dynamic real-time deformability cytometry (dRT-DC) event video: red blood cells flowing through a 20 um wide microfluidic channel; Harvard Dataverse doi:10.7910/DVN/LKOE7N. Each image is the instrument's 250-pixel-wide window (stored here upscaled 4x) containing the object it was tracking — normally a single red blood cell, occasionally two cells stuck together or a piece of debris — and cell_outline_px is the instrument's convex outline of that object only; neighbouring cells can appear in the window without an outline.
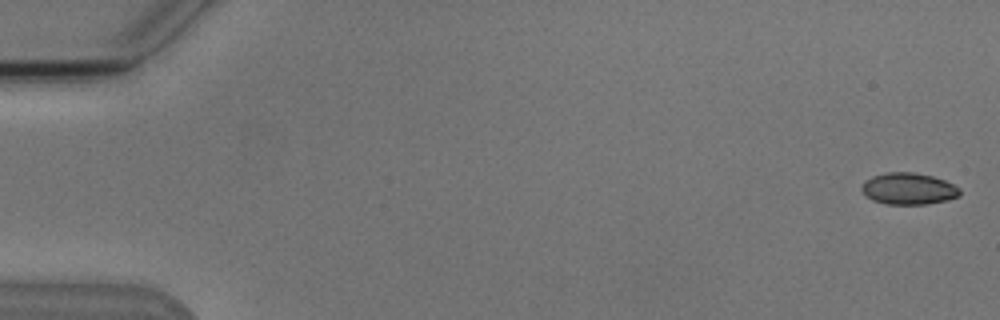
{"species": "Egyptian fruit bat (a non-hibernating species)", "species_latin": "Rousettus aegyptiacus", "temperature_condition": "cold", "stored_images_in_passage": 6, "camera_frame_rate_fps": 3000, "um_per_image_px": 0.085, "animal": {"sex": "male"}, "frame": {"image": 1, "passage_image": 1, "time_ms": 0.0, "image_size_px": [1000, 320], "cell_outline_px": [[960, 196], [948, 200], [928, 204], [888, 204], [872, 200], [860, 188], [864, 180], [872, 176], [888, 172], [912, 172], [932, 176], [944, 180], [960, 188]], "centroid_in_image_um": [77.23, 16.04], "position_along_channel_um": 7.8, "area_um2": 18.09}}
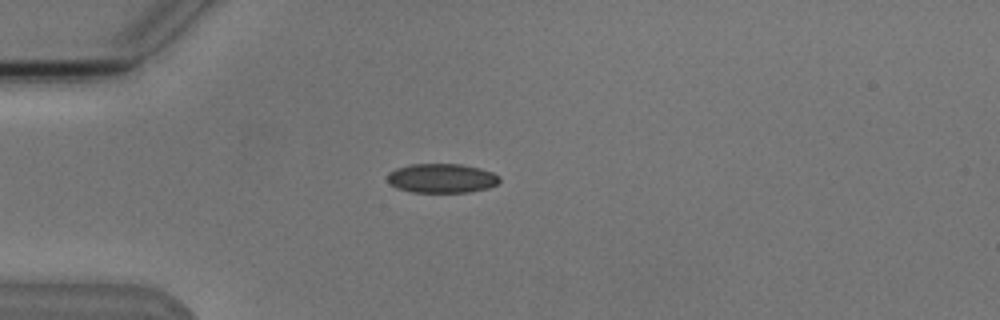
{"frame": {"image": 2, "passage_image": 5, "time_ms": 4.667, "image_size_px": [1000, 320], "cell_outline_px": [[500, 180], [496, 184], [488, 188], [468, 192], [412, 192], [396, 188], [388, 184], [388, 172], [396, 168], [412, 164], [460, 164], [480, 168], [492, 172], [500, 176]], "centroid_in_image_um": [37.53, 15.15], "position_along_channel_um": 47.5, "area_um2": 19.19}}